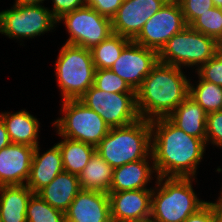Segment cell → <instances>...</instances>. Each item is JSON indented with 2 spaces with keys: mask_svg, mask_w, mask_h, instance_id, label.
Returning <instances> with one entry per match:
<instances>
[{
  "mask_svg": "<svg viewBox=\"0 0 222 222\" xmlns=\"http://www.w3.org/2000/svg\"><path fill=\"white\" fill-rule=\"evenodd\" d=\"M178 2L188 26L207 10L215 7L212 0H178Z\"/></svg>",
  "mask_w": 222,
  "mask_h": 222,
  "instance_id": "4dcf8cb0",
  "label": "cell"
},
{
  "mask_svg": "<svg viewBox=\"0 0 222 222\" xmlns=\"http://www.w3.org/2000/svg\"><path fill=\"white\" fill-rule=\"evenodd\" d=\"M215 172L222 174V168L220 166H218ZM220 189L222 190V185H221Z\"/></svg>",
  "mask_w": 222,
  "mask_h": 222,
  "instance_id": "60d3db41",
  "label": "cell"
},
{
  "mask_svg": "<svg viewBox=\"0 0 222 222\" xmlns=\"http://www.w3.org/2000/svg\"><path fill=\"white\" fill-rule=\"evenodd\" d=\"M215 7L222 8V0H212Z\"/></svg>",
  "mask_w": 222,
  "mask_h": 222,
  "instance_id": "ab89813d",
  "label": "cell"
},
{
  "mask_svg": "<svg viewBox=\"0 0 222 222\" xmlns=\"http://www.w3.org/2000/svg\"><path fill=\"white\" fill-rule=\"evenodd\" d=\"M52 8L50 11L56 19H59L62 15L72 12L77 8L86 5V0H51Z\"/></svg>",
  "mask_w": 222,
  "mask_h": 222,
  "instance_id": "836d02e7",
  "label": "cell"
},
{
  "mask_svg": "<svg viewBox=\"0 0 222 222\" xmlns=\"http://www.w3.org/2000/svg\"><path fill=\"white\" fill-rule=\"evenodd\" d=\"M158 62L157 51L130 41L110 69L136 91Z\"/></svg>",
  "mask_w": 222,
  "mask_h": 222,
  "instance_id": "7c38bea8",
  "label": "cell"
},
{
  "mask_svg": "<svg viewBox=\"0 0 222 222\" xmlns=\"http://www.w3.org/2000/svg\"><path fill=\"white\" fill-rule=\"evenodd\" d=\"M210 144L222 149V111L207 114L206 146Z\"/></svg>",
  "mask_w": 222,
  "mask_h": 222,
  "instance_id": "1f68e13d",
  "label": "cell"
},
{
  "mask_svg": "<svg viewBox=\"0 0 222 222\" xmlns=\"http://www.w3.org/2000/svg\"><path fill=\"white\" fill-rule=\"evenodd\" d=\"M168 0H125L112 20L113 33L133 41L144 24L158 12Z\"/></svg>",
  "mask_w": 222,
  "mask_h": 222,
  "instance_id": "4fadbf2b",
  "label": "cell"
},
{
  "mask_svg": "<svg viewBox=\"0 0 222 222\" xmlns=\"http://www.w3.org/2000/svg\"><path fill=\"white\" fill-rule=\"evenodd\" d=\"M194 73L204 81L222 86V49Z\"/></svg>",
  "mask_w": 222,
  "mask_h": 222,
  "instance_id": "f546056e",
  "label": "cell"
},
{
  "mask_svg": "<svg viewBox=\"0 0 222 222\" xmlns=\"http://www.w3.org/2000/svg\"><path fill=\"white\" fill-rule=\"evenodd\" d=\"M40 148V145L35 147L30 176L26 183L33 193H37L64 171L62 154L57 143L42 153Z\"/></svg>",
  "mask_w": 222,
  "mask_h": 222,
  "instance_id": "ac0fdd59",
  "label": "cell"
},
{
  "mask_svg": "<svg viewBox=\"0 0 222 222\" xmlns=\"http://www.w3.org/2000/svg\"><path fill=\"white\" fill-rule=\"evenodd\" d=\"M13 5H24V6H32V5H42L47 0H14Z\"/></svg>",
  "mask_w": 222,
  "mask_h": 222,
  "instance_id": "74e56055",
  "label": "cell"
},
{
  "mask_svg": "<svg viewBox=\"0 0 222 222\" xmlns=\"http://www.w3.org/2000/svg\"><path fill=\"white\" fill-rule=\"evenodd\" d=\"M59 112L63 115L52 122L59 137L96 147L109 132L104 119L79 99L63 100Z\"/></svg>",
  "mask_w": 222,
  "mask_h": 222,
  "instance_id": "52a82bcc",
  "label": "cell"
},
{
  "mask_svg": "<svg viewBox=\"0 0 222 222\" xmlns=\"http://www.w3.org/2000/svg\"><path fill=\"white\" fill-rule=\"evenodd\" d=\"M197 77V81L190 77L189 97L193 99L207 114L222 111V86L204 81L196 75V78Z\"/></svg>",
  "mask_w": 222,
  "mask_h": 222,
  "instance_id": "d4e9b609",
  "label": "cell"
},
{
  "mask_svg": "<svg viewBox=\"0 0 222 222\" xmlns=\"http://www.w3.org/2000/svg\"><path fill=\"white\" fill-rule=\"evenodd\" d=\"M60 23L64 24L69 35L66 44L89 50L113 34L112 20L88 5L62 15L57 19V25Z\"/></svg>",
  "mask_w": 222,
  "mask_h": 222,
  "instance_id": "9c48e42d",
  "label": "cell"
},
{
  "mask_svg": "<svg viewBox=\"0 0 222 222\" xmlns=\"http://www.w3.org/2000/svg\"><path fill=\"white\" fill-rule=\"evenodd\" d=\"M222 49L214 38L186 26L172 36L158 53L159 62L195 71ZM193 67V68H192Z\"/></svg>",
  "mask_w": 222,
  "mask_h": 222,
  "instance_id": "8992f818",
  "label": "cell"
},
{
  "mask_svg": "<svg viewBox=\"0 0 222 222\" xmlns=\"http://www.w3.org/2000/svg\"><path fill=\"white\" fill-rule=\"evenodd\" d=\"M131 40L120 36L119 34H111L104 41L93 47L90 51L94 66L97 69H110L116 62L123 48Z\"/></svg>",
  "mask_w": 222,
  "mask_h": 222,
  "instance_id": "484cf974",
  "label": "cell"
},
{
  "mask_svg": "<svg viewBox=\"0 0 222 222\" xmlns=\"http://www.w3.org/2000/svg\"><path fill=\"white\" fill-rule=\"evenodd\" d=\"M66 222H112L108 193L81 189L65 212Z\"/></svg>",
  "mask_w": 222,
  "mask_h": 222,
  "instance_id": "2e32d148",
  "label": "cell"
},
{
  "mask_svg": "<svg viewBox=\"0 0 222 222\" xmlns=\"http://www.w3.org/2000/svg\"><path fill=\"white\" fill-rule=\"evenodd\" d=\"M34 150V147L13 143L0 150V186L26 185Z\"/></svg>",
  "mask_w": 222,
  "mask_h": 222,
  "instance_id": "9a60e30c",
  "label": "cell"
},
{
  "mask_svg": "<svg viewBox=\"0 0 222 222\" xmlns=\"http://www.w3.org/2000/svg\"><path fill=\"white\" fill-rule=\"evenodd\" d=\"M61 138L57 144L61 150L64 171L78 176L96 152V147L66 137Z\"/></svg>",
  "mask_w": 222,
  "mask_h": 222,
  "instance_id": "cb8c5ba5",
  "label": "cell"
},
{
  "mask_svg": "<svg viewBox=\"0 0 222 222\" xmlns=\"http://www.w3.org/2000/svg\"><path fill=\"white\" fill-rule=\"evenodd\" d=\"M113 168L95 152L78 175L81 189L109 193L113 179Z\"/></svg>",
  "mask_w": 222,
  "mask_h": 222,
  "instance_id": "603a6c76",
  "label": "cell"
},
{
  "mask_svg": "<svg viewBox=\"0 0 222 222\" xmlns=\"http://www.w3.org/2000/svg\"><path fill=\"white\" fill-rule=\"evenodd\" d=\"M122 222H154V221L149 217V218H144L140 220H127V221H122Z\"/></svg>",
  "mask_w": 222,
  "mask_h": 222,
  "instance_id": "f35d334b",
  "label": "cell"
},
{
  "mask_svg": "<svg viewBox=\"0 0 222 222\" xmlns=\"http://www.w3.org/2000/svg\"><path fill=\"white\" fill-rule=\"evenodd\" d=\"M167 119L186 134L202 139L206 143L207 113L189 96Z\"/></svg>",
  "mask_w": 222,
  "mask_h": 222,
  "instance_id": "44dd1931",
  "label": "cell"
},
{
  "mask_svg": "<svg viewBox=\"0 0 222 222\" xmlns=\"http://www.w3.org/2000/svg\"><path fill=\"white\" fill-rule=\"evenodd\" d=\"M33 194L27 185L0 186V222H27V205Z\"/></svg>",
  "mask_w": 222,
  "mask_h": 222,
  "instance_id": "7402d4cb",
  "label": "cell"
},
{
  "mask_svg": "<svg viewBox=\"0 0 222 222\" xmlns=\"http://www.w3.org/2000/svg\"><path fill=\"white\" fill-rule=\"evenodd\" d=\"M186 26L178 0H168L158 12L146 21L133 41L159 53L167 41Z\"/></svg>",
  "mask_w": 222,
  "mask_h": 222,
  "instance_id": "8fae6325",
  "label": "cell"
},
{
  "mask_svg": "<svg viewBox=\"0 0 222 222\" xmlns=\"http://www.w3.org/2000/svg\"><path fill=\"white\" fill-rule=\"evenodd\" d=\"M209 203L215 210L217 222H222V190L219 192V197L214 202L209 201Z\"/></svg>",
  "mask_w": 222,
  "mask_h": 222,
  "instance_id": "8d00e7d4",
  "label": "cell"
},
{
  "mask_svg": "<svg viewBox=\"0 0 222 222\" xmlns=\"http://www.w3.org/2000/svg\"><path fill=\"white\" fill-rule=\"evenodd\" d=\"M94 86L108 93H136L111 69H97L95 71Z\"/></svg>",
  "mask_w": 222,
  "mask_h": 222,
  "instance_id": "f1b7e54d",
  "label": "cell"
},
{
  "mask_svg": "<svg viewBox=\"0 0 222 222\" xmlns=\"http://www.w3.org/2000/svg\"><path fill=\"white\" fill-rule=\"evenodd\" d=\"M189 83L182 68L158 62L136 90L140 118H167L189 96Z\"/></svg>",
  "mask_w": 222,
  "mask_h": 222,
  "instance_id": "7a4b0ae2",
  "label": "cell"
},
{
  "mask_svg": "<svg viewBox=\"0 0 222 222\" xmlns=\"http://www.w3.org/2000/svg\"><path fill=\"white\" fill-rule=\"evenodd\" d=\"M194 177H158L152 189L151 215L154 222H184L208 201L193 189Z\"/></svg>",
  "mask_w": 222,
  "mask_h": 222,
  "instance_id": "3957f363",
  "label": "cell"
},
{
  "mask_svg": "<svg viewBox=\"0 0 222 222\" xmlns=\"http://www.w3.org/2000/svg\"><path fill=\"white\" fill-rule=\"evenodd\" d=\"M11 144L6 126L2 118L0 117V150Z\"/></svg>",
  "mask_w": 222,
  "mask_h": 222,
  "instance_id": "d590c367",
  "label": "cell"
},
{
  "mask_svg": "<svg viewBox=\"0 0 222 222\" xmlns=\"http://www.w3.org/2000/svg\"><path fill=\"white\" fill-rule=\"evenodd\" d=\"M55 61V76L61 100L80 99L94 85L95 71L89 49L63 43Z\"/></svg>",
  "mask_w": 222,
  "mask_h": 222,
  "instance_id": "5b68a950",
  "label": "cell"
},
{
  "mask_svg": "<svg viewBox=\"0 0 222 222\" xmlns=\"http://www.w3.org/2000/svg\"><path fill=\"white\" fill-rule=\"evenodd\" d=\"M151 150V124L143 118L126 126L110 128L96 146V152L113 169L145 159Z\"/></svg>",
  "mask_w": 222,
  "mask_h": 222,
  "instance_id": "277c9868",
  "label": "cell"
},
{
  "mask_svg": "<svg viewBox=\"0 0 222 222\" xmlns=\"http://www.w3.org/2000/svg\"><path fill=\"white\" fill-rule=\"evenodd\" d=\"M123 0H86V5L96 10L100 15L112 19Z\"/></svg>",
  "mask_w": 222,
  "mask_h": 222,
  "instance_id": "d6a6232c",
  "label": "cell"
},
{
  "mask_svg": "<svg viewBox=\"0 0 222 222\" xmlns=\"http://www.w3.org/2000/svg\"><path fill=\"white\" fill-rule=\"evenodd\" d=\"M152 156L158 177H194L206 154V143L186 134L167 118L150 121Z\"/></svg>",
  "mask_w": 222,
  "mask_h": 222,
  "instance_id": "6da1fadb",
  "label": "cell"
},
{
  "mask_svg": "<svg viewBox=\"0 0 222 222\" xmlns=\"http://www.w3.org/2000/svg\"><path fill=\"white\" fill-rule=\"evenodd\" d=\"M195 31L214 38L222 45V8L213 7L200 15L191 25Z\"/></svg>",
  "mask_w": 222,
  "mask_h": 222,
  "instance_id": "83f0119b",
  "label": "cell"
},
{
  "mask_svg": "<svg viewBox=\"0 0 222 222\" xmlns=\"http://www.w3.org/2000/svg\"><path fill=\"white\" fill-rule=\"evenodd\" d=\"M57 19L49 7L42 5H13L0 11V34L21 41L35 39L56 29Z\"/></svg>",
  "mask_w": 222,
  "mask_h": 222,
  "instance_id": "ba28073f",
  "label": "cell"
},
{
  "mask_svg": "<svg viewBox=\"0 0 222 222\" xmlns=\"http://www.w3.org/2000/svg\"><path fill=\"white\" fill-rule=\"evenodd\" d=\"M153 178L157 180L158 175L151 153L145 159L114 168L109 192L153 189V186L148 187L152 183V180H154Z\"/></svg>",
  "mask_w": 222,
  "mask_h": 222,
  "instance_id": "e0dca14e",
  "label": "cell"
},
{
  "mask_svg": "<svg viewBox=\"0 0 222 222\" xmlns=\"http://www.w3.org/2000/svg\"><path fill=\"white\" fill-rule=\"evenodd\" d=\"M26 220L27 222H66L65 213L53 208L37 193L29 199Z\"/></svg>",
  "mask_w": 222,
  "mask_h": 222,
  "instance_id": "4316f807",
  "label": "cell"
},
{
  "mask_svg": "<svg viewBox=\"0 0 222 222\" xmlns=\"http://www.w3.org/2000/svg\"><path fill=\"white\" fill-rule=\"evenodd\" d=\"M0 117L5 123L9 138L13 144H24L31 147L39 145L40 122L26 109L20 111L0 112Z\"/></svg>",
  "mask_w": 222,
  "mask_h": 222,
  "instance_id": "d6986e66",
  "label": "cell"
},
{
  "mask_svg": "<svg viewBox=\"0 0 222 222\" xmlns=\"http://www.w3.org/2000/svg\"><path fill=\"white\" fill-rule=\"evenodd\" d=\"M112 222L140 220L151 215L152 189L109 192Z\"/></svg>",
  "mask_w": 222,
  "mask_h": 222,
  "instance_id": "5bb4252c",
  "label": "cell"
},
{
  "mask_svg": "<svg viewBox=\"0 0 222 222\" xmlns=\"http://www.w3.org/2000/svg\"><path fill=\"white\" fill-rule=\"evenodd\" d=\"M79 100L100 115L109 128L126 126L140 119L136 93H108L92 85Z\"/></svg>",
  "mask_w": 222,
  "mask_h": 222,
  "instance_id": "30bf717a",
  "label": "cell"
},
{
  "mask_svg": "<svg viewBox=\"0 0 222 222\" xmlns=\"http://www.w3.org/2000/svg\"><path fill=\"white\" fill-rule=\"evenodd\" d=\"M184 222H217L216 213L209 201Z\"/></svg>",
  "mask_w": 222,
  "mask_h": 222,
  "instance_id": "e575fe53",
  "label": "cell"
},
{
  "mask_svg": "<svg viewBox=\"0 0 222 222\" xmlns=\"http://www.w3.org/2000/svg\"><path fill=\"white\" fill-rule=\"evenodd\" d=\"M80 190L78 176L62 171L37 194L53 208L65 213Z\"/></svg>",
  "mask_w": 222,
  "mask_h": 222,
  "instance_id": "ffe728a7",
  "label": "cell"
}]
</instances>
